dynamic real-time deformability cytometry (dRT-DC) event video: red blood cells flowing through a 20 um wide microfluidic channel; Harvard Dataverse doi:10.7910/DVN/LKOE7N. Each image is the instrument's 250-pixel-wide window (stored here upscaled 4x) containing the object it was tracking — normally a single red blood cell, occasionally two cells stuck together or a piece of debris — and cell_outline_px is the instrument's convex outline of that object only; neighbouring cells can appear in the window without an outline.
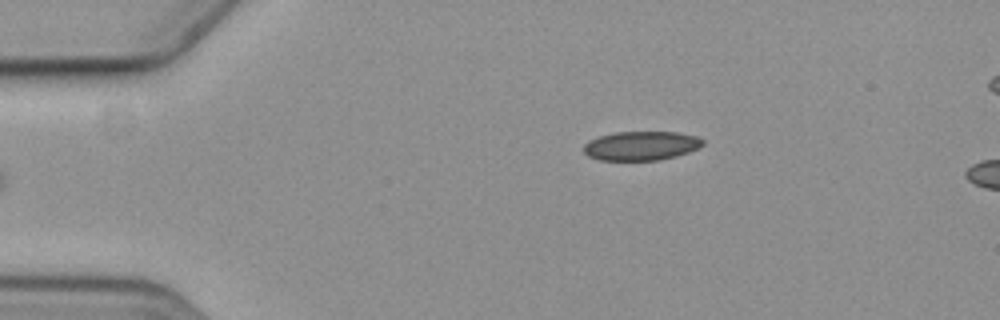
{"species": "common noctule bat (a hibernating species)", "species_latin": "Nyctalus noctula", "temperature_condition": "cold", "stored_images_in_passage": 5, "camera_frame_rate_fps": 3000, "um_per_image_px": 0.085, "animal": {"sex": "female", "body_mass_g": 19.3, "forearm_length_mm": 54.1}, "frame": {"image": 1, "passage_image": 5, "time_ms": 5.667, "image_size_px": [1000, 320], "cell_outline_px": [[704, 144], [700, 148], [676, 156], [660, 160], [600, 160], [588, 156], [584, 152], [584, 144], [588, 140], [600, 136], [616, 132], [676, 132], [696, 136], [704, 140]], "centroid_in_image_um": [54.51, 12.39], "position_along_channel_um": 30.5, "area_um2": 20.23}}